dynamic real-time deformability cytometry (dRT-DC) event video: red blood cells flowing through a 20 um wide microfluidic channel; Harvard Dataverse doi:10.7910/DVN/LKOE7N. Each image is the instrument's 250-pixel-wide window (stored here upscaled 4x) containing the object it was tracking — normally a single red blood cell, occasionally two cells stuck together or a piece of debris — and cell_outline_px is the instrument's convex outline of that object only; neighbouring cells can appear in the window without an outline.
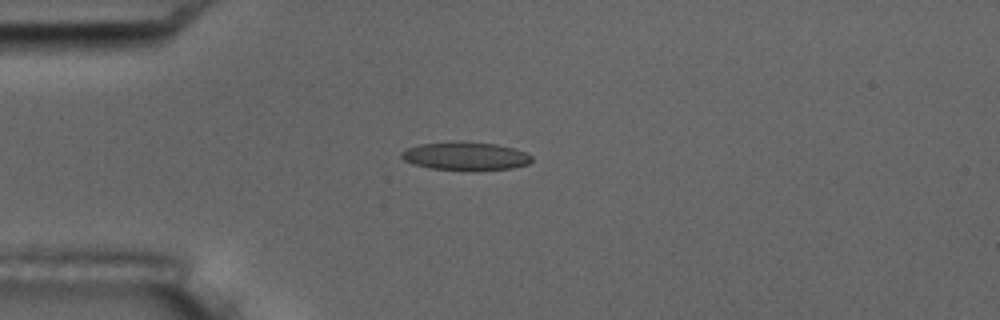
{"species": "common noctule bat (a hibernating species)", "species_latin": "Nyctalus noctula", "temperature_condition": "room temperature", "stored_images_in_passage": 9, "camera_frame_rate_fps": 3000, "um_per_image_px": 0.085, "animal": {"sex": "male", "body_mass_g": 17.5, "forearm_length_mm": 52.3}, "frame": {"image": 1, "passage_image": 4, "time_ms": 3.667, "image_size_px": [1000, 320], "cell_outline_px": [[532, 160], [528, 164], [512, 168], [432, 168], [412, 164], [404, 160], [400, 156], [400, 152], [404, 148], [420, 144], [460, 140], [496, 144], [512, 148], [524, 152], [532, 156]], "centroid_in_image_um": [39.49, 13.21], "position_along_channel_um": 45.5, "area_um2": 20.92}}
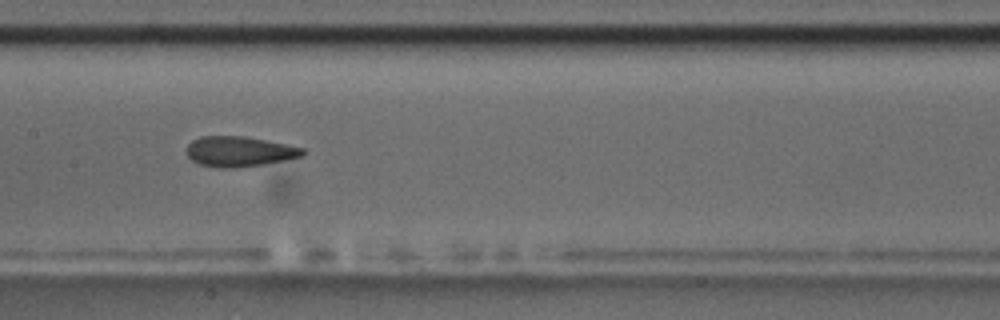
{"frame": {"image": 2, "passage_image": 8, "time_ms": 8.0, "image_size_px": [1000, 320], "cell_outline_px": [[308, 152], [304, 156], [284, 160], [260, 164], [232, 168], [220, 168], [200, 164], [192, 160], [188, 156], [188, 144], [192, 140], [200, 136], [244, 136], [304, 148]], "centroid_in_image_um": [20.36, 12.87], "position_along_channel_um": 187.0, "area_um2": 20.23}}
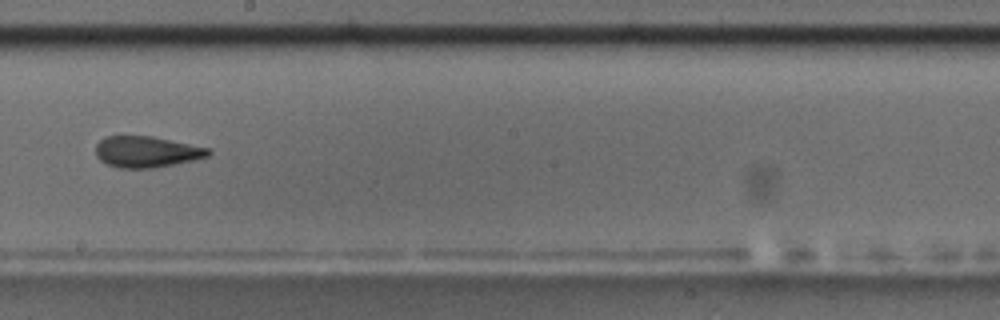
{"frame": {"image": 3, "passage_image": 9, "time_ms": 9.333, "image_size_px": [1000, 320], "cell_outline_px": [[212, 152], [208, 156], [192, 160], [152, 168], [120, 168], [108, 164], [100, 160], [96, 156], [96, 144], [104, 136], [152, 136], [208, 148]], "centroid_in_image_um": [12.42, 12.89], "position_along_channel_um": 235.8, "area_um2": 20.23}}